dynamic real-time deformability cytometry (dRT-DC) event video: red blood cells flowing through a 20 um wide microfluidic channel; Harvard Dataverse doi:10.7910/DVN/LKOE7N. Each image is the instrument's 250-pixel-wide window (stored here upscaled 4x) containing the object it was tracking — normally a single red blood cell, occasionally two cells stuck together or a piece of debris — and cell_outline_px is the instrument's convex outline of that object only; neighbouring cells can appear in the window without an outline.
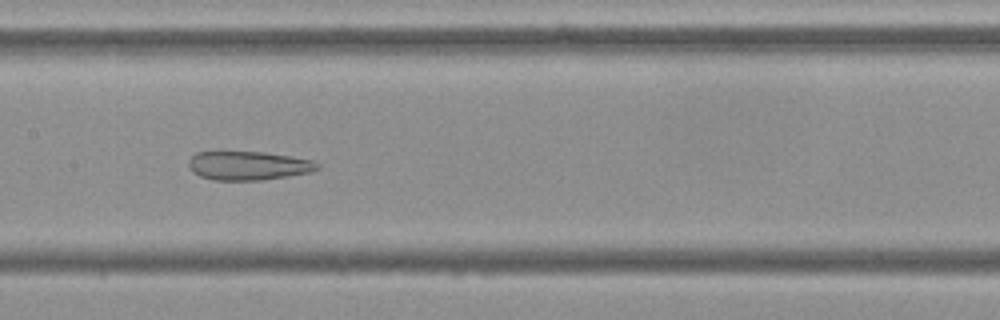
{"species": "Egyptian fruit bat (a non-hibernating species)", "species_latin": "Rousettus aegyptiacus", "temperature_condition": "cold", "stored_images_in_passage": 54, "camera_frame_rate_fps": 3000, "um_per_image_px": 0.085, "frame": {"image": 1, "passage_image": 26, "time_ms": 8.333, "image_size_px": [1000, 320], "cell_outline_px": [[320, 168], [312, 172], [288, 176], [260, 180], [212, 180], [200, 176], [192, 172], [188, 164], [188, 160], [196, 152], [264, 152], [292, 156], [312, 160], [320, 164]], "centroid_in_image_um": [21.12, 14.08], "position_along_channel_um": 186.3, "area_um2": 21.73}}
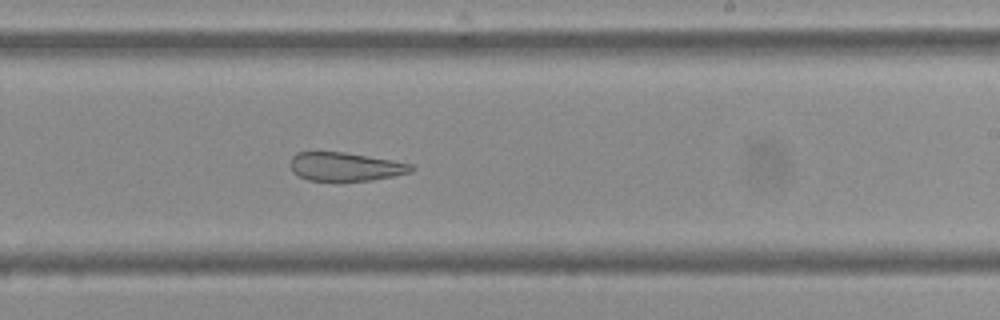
{"frame": {"image": 2, "passage_image": 32, "time_ms": 10.333, "image_size_px": [1000, 320], "cell_outline_px": [[416, 168], [412, 172], [372, 180], [308, 180], [292, 172], [292, 156], [296, 152], [344, 152], [392, 160], [412, 164]], "centroid_in_image_um": [29.39, 14.16], "position_along_channel_um": 259.6, "area_um2": 19.88}}
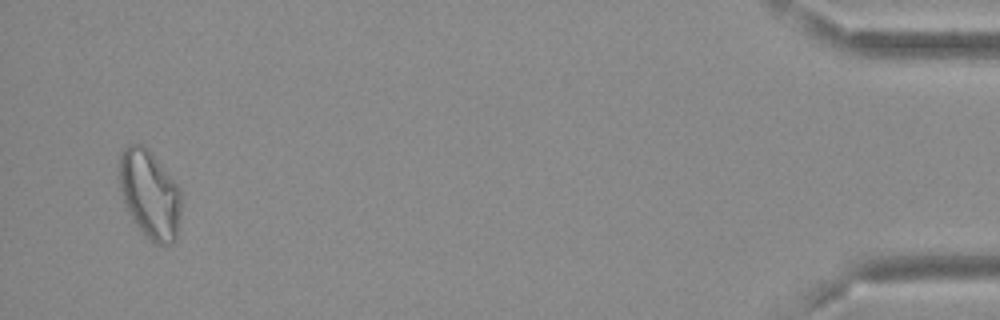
{"frame": {"image": 3, "passage_image": 52, "time_ms": 17.0, "image_size_px": [1000, 320], "cell_outline_px": [[180, 216], [176, 240], [172, 244], [156, 244], [140, 232], [132, 220], [124, 204], [120, 188], [120, 152], [128, 144], [144, 144], [152, 152], [180, 188]], "centroid_in_image_um": [12.72, 16.52], "position_along_channel_um": 422.5, "area_um2": 32.14}, "authors_computed_cell_mechanics": {"area_um2": 27.5706, "velocity_mm_per_s": 3.6755, "shape_relaxation_time_tau1_ms": null, "shape_relaxation_time_tau2_ms": 3.5593, "deformation_change_tau1": null, "deformation_change_tau2": 0.1145}}